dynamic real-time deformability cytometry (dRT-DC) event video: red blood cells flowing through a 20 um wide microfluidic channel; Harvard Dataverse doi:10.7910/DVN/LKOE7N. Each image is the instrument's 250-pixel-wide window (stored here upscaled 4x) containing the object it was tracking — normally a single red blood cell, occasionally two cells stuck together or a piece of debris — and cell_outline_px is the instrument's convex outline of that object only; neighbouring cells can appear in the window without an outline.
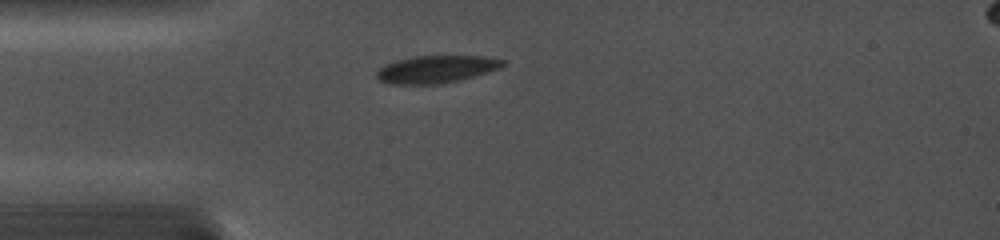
{"species": "common noctule bat (a hibernating species)", "species_latin": "Nyctalus noctula", "temperature_condition": "cold", "stored_images_in_passage": 4, "camera_frame_rate_fps": 5000, "um_per_image_px": 0.085, "animal": {"sex": "female", "body_mass_g": 19.0, "forearm_length_mm": 56.7}, "frame": {"image": 1, "passage_image": 1, "time_ms": 0.0, "image_size_px": [1000, 240], "cell_outline_px": [[504, 64], [500, 68], [488, 72], [440, 84], [388, 84], [380, 80], [376, 76], [376, 72], [384, 64], [396, 60], [412, 56], [484, 56], [504, 60]], "centroid_in_image_um": [37.03, 5.88], "position_along_channel_um": 48.0, "area_um2": 20.06}}
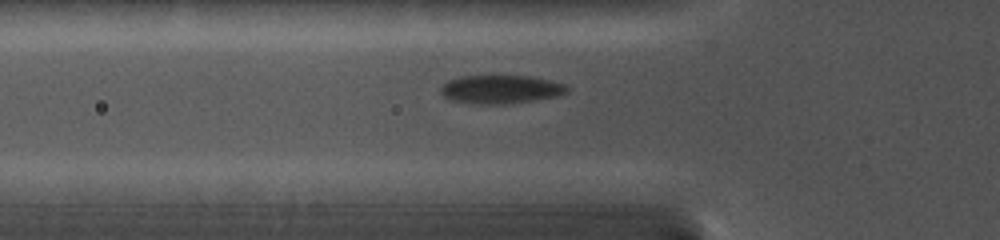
{"frame": {"image": 2, "passage_image": 4, "time_ms": 1.2, "image_size_px": [1000, 240], "cell_outline_px": [[568, 92], [556, 96], [532, 100], [504, 104], [480, 104], [448, 100], [440, 92], [440, 88], [448, 80], [460, 76], [532, 76], [564, 84], [568, 88]], "centroid_in_image_um": [42.52, 7.59], "position_along_channel_um": 83.3, "area_um2": 20.81}}